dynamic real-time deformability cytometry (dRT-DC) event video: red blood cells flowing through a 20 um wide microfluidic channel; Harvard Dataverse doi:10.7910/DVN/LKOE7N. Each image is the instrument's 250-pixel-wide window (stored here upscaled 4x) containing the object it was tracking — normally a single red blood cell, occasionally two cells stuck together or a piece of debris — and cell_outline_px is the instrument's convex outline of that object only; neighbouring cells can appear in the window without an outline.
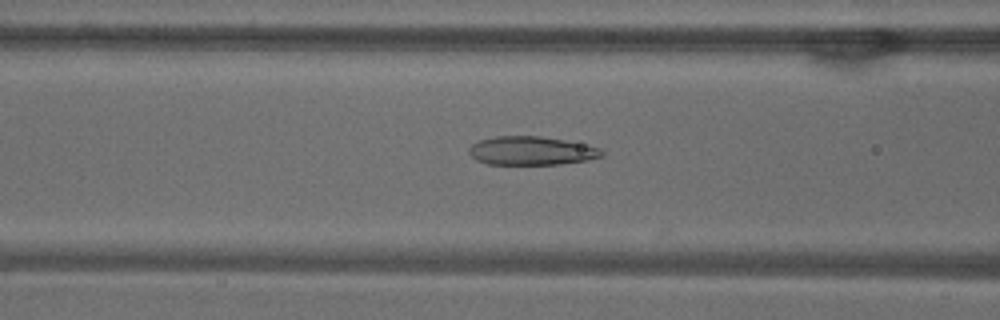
{"species": "common noctule bat (a hibernating species)", "species_latin": "Nyctalus noctula", "temperature_condition": "warm", "stored_images_in_passage": 9, "camera_frame_rate_fps": 3000, "um_per_image_px": 0.085, "animal": {"sex": "male", "body_mass_g": 18.8}, "frame": {"image": 1, "passage_image": 6, "time_ms": 1.667, "image_size_px": [1000, 320], "cell_outline_px": [[604, 156], [588, 160], [560, 164], [488, 164], [476, 160], [468, 152], [468, 148], [472, 144], [480, 140], [496, 136], [540, 136], [564, 140], [600, 148], [604, 152]], "centroid_in_image_um": [45.16, 12.82], "position_along_channel_um": 121.4, "area_um2": 22.08}}